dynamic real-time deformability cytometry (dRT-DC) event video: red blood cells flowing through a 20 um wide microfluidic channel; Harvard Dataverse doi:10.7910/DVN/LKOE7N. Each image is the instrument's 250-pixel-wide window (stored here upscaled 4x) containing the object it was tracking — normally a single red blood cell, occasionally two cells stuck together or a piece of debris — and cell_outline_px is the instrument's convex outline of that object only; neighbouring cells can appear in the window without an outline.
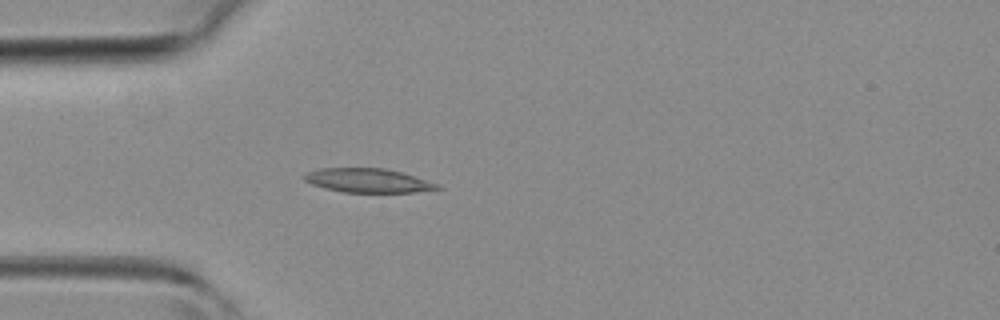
{"species": "common noctule bat (a hibernating species)", "species_latin": "Nyctalus noctula", "temperature_condition": "room temperature", "stored_images_in_passage": 39, "camera_frame_rate_fps": 3000, "um_per_image_px": 0.085, "animal": {"sex": "female", "body_mass_g": 19.3, "forearm_length_mm": 54.1}, "frame": {"image": 1, "passage_image": 7, "time_ms": 2.0, "image_size_px": [1000, 320], "cell_outline_px": [[444, 188], [412, 192], [340, 192], [324, 188], [312, 184], [304, 180], [304, 176], [308, 172], [320, 168], [384, 168], [400, 172], [440, 184]], "centroid_in_image_um": [31.28, 15.35], "position_along_channel_um": 53.7, "area_um2": 18.5}}
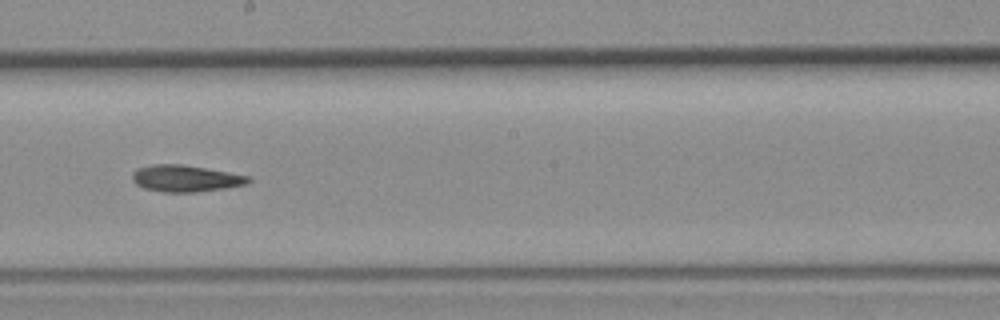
{"frame": {"image": 2, "passage_image": 19, "time_ms": 6.0, "image_size_px": [1000, 320], "cell_outline_px": [[252, 180], [244, 184], [224, 188], [196, 192], [164, 192], [144, 188], [136, 184], [132, 180], [132, 172], [140, 168], [152, 164], [184, 164], [252, 176]], "centroid_in_image_um": [15.78, 15.16], "position_along_channel_um": 232.4, "area_um2": 18.03}}
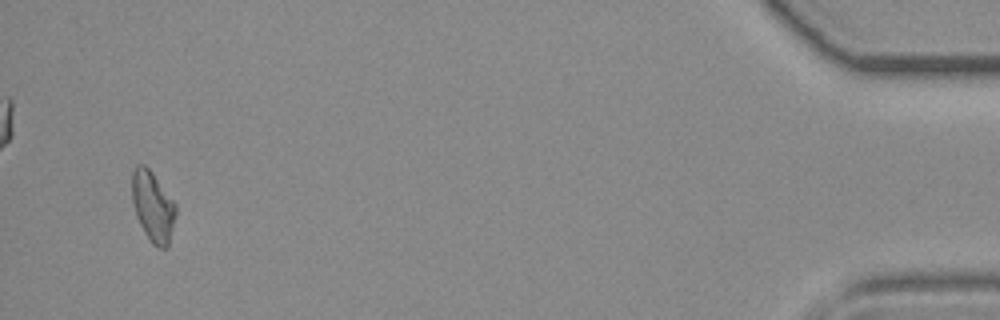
{"frame": {"image": 3, "passage_image": 37, "time_ms": 12.0, "image_size_px": [1000, 320], "cell_outline_px": [[176, 212], [168, 248], [160, 248], [152, 244], [148, 240], [136, 216], [132, 200], [132, 168], [136, 164], [144, 164], [152, 172], [176, 204]], "centroid_in_image_um": [12.98, 17.55], "position_along_channel_um": 422.2, "area_um2": 18.03}}